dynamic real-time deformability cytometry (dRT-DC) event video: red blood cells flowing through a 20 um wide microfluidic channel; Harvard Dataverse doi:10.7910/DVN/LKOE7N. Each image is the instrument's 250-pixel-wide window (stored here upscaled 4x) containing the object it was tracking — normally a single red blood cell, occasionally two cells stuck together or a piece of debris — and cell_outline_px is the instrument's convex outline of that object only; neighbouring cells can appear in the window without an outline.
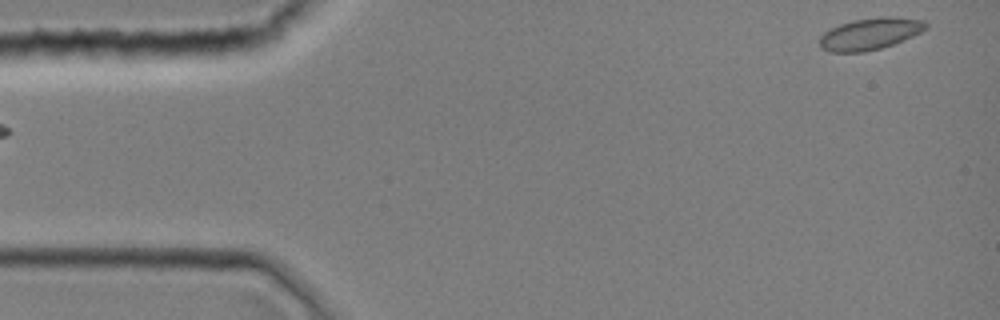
{"species": "common noctule bat (a hibernating species)", "species_latin": "Nyctalus noctula", "temperature_condition": "room temperature", "stored_images_in_passage": 10, "camera_frame_rate_fps": 3000, "um_per_image_px": 0.085, "animal": {"sex": "female", "body_mass_g": 19.0, "forearm_length_mm": 51.5}, "frame": {"image": 1, "passage_image": 1, "time_ms": 0.0, "image_size_px": [1000, 320], "cell_outline_px": [[928, 28], [912, 36], [892, 44], [880, 48], [864, 52], [828, 52], [820, 48], [820, 36], [824, 32], [840, 24], [852, 20], [888, 16], [892, 16], [924, 20], [928, 24]], "centroid_in_image_um": [73.95, 2.87], "position_along_channel_um": 11.1, "area_um2": 19.59}}
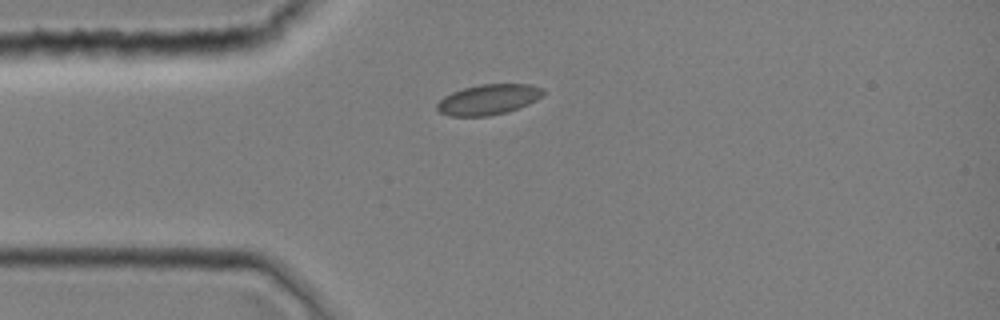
{"frame": {"image": 2, "passage_image": 9, "time_ms": 2.667, "image_size_px": [1000, 320], "cell_outline_px": [[544, 92], [536, 100], [528, 104], [508, 112], [488, 116], [452, 116], [440, 112], [436, 108], [436, 104], [444, 96], [452, 92], [464, 88], [480, 84], [528, 84], [544, 88]], "centroid_in_image_um": [41.51, 8.46], "position_along_channel_um": 43.5, "area_um2": 18.73}}